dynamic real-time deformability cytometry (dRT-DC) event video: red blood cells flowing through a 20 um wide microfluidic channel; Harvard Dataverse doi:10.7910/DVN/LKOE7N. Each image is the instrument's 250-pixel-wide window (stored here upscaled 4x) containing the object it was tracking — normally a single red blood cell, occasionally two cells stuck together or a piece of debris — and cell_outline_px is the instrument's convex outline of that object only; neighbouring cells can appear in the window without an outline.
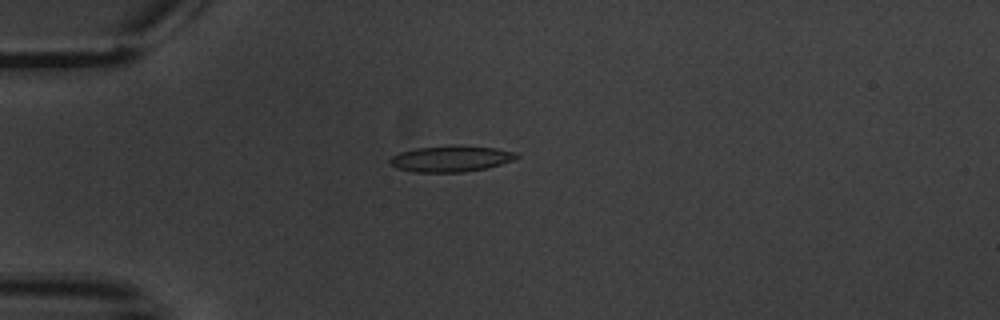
{"species": "common noctule bat (a hibernating species)", "species_latin": "Nyctalus noctula", "temperature_condition": "warm", "stored_images_in_passage": 8, "camera_frame_rate_fps": 3000, "um_per_image_px": 0.085, "animal": {"sex": "male", "body_mass_g": 20.1, "forearm_length_mm": 53.5}, "frame": {"image": 1, "passage_image": 1, "time_ms": 0.0, "image_size_px": [1000, 320], "cell_outline_px": [[520, 156], [512, 160], [488, 168], [464, 172], [416, 172], [396, 168], [388, 160], [392, 156], [400, 152], [416, 148], [456, 144], [496, 148], [516, 152]], "centroid_in_image_um": [38.34, 13.48], "position_along_channel_um": 46.7, "area_um2": 19.42}}
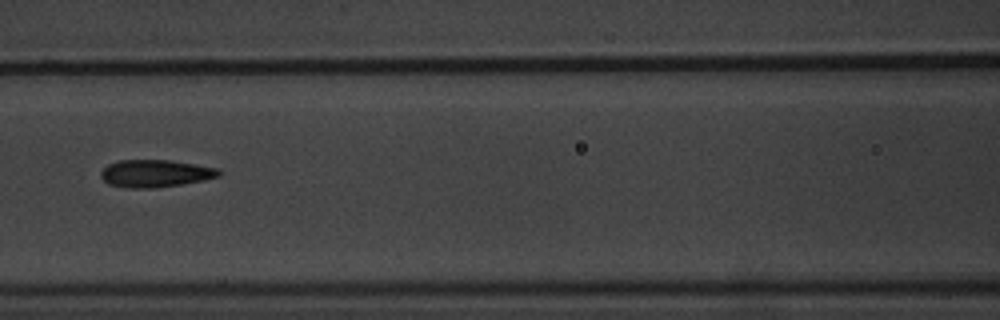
{"frame": {"image": 2, "passage_image": 4, "time_ms": 3.667, "image_size_px": [1000, 320], "cell_outline_px": [[220, 176], [204, 180], [180, 184], [152, 188], [128, 188], [108, 184], [100, 176], [100, 172], [108, 164], [120, 160], [172, 160], [216, 168], [220, 172]], "centroid_in_image_um": [13.17, 14.74], "position_along_channel_um": 153.4, "area_um2": 18.73}}
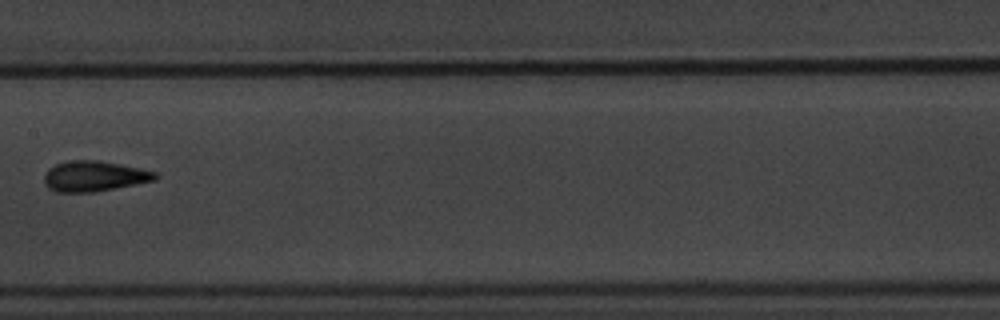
{"frame": {"image": 3, "passage_image": 5, "time_ms": 5.0, "image_size_px": [1000, 320], "cell_outline_px": [[160, 176], [156, 180], [92, 192], [56, 192], [48, 188], [44, 184], [44, 176], [48, 168], [56, 164], [68, 160], [100, 160], [120, 164], [156, 172]], "centroid_in_image_um": [7.98, 14.97], "position_along_channel_um": 199.4, "area_um2": 19.71}}